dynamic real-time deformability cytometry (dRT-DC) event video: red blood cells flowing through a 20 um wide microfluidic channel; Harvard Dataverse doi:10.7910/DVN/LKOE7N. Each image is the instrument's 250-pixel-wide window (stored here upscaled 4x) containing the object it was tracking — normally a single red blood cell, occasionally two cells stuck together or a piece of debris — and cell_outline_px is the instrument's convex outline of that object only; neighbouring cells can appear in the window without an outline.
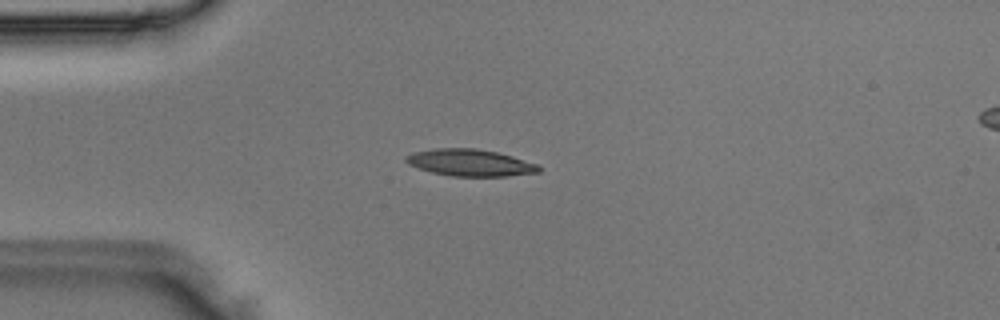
{"species": "Egyptian fruit bat (a non-hibernating species)", "species_latin": "Rousettus aegyptiacus", "temperature_condition": "room temperature", "stored_images_in_passage": 2, "camera_frame_rate_fps": 3000, "um_per_image_px": 0.085, "animal": {"sex": "male"}, "frame": {"image": 1, "passage_image": 2, "time_ms": 0.333, "image_size_px": [1000, 320], "cell_outline_px": [[540, 172], [508, 176], [448, 176], [432, 172], [408, 164], [404, 160], [404, 156], [412, 152], [432, 148], [476, 148], [496, 152], [512, 156], [540, 164]], "centroid_in_image_um": [39.95, 13.82], "position_along_channel_um": 45.0, "area_um2": 20.98}}